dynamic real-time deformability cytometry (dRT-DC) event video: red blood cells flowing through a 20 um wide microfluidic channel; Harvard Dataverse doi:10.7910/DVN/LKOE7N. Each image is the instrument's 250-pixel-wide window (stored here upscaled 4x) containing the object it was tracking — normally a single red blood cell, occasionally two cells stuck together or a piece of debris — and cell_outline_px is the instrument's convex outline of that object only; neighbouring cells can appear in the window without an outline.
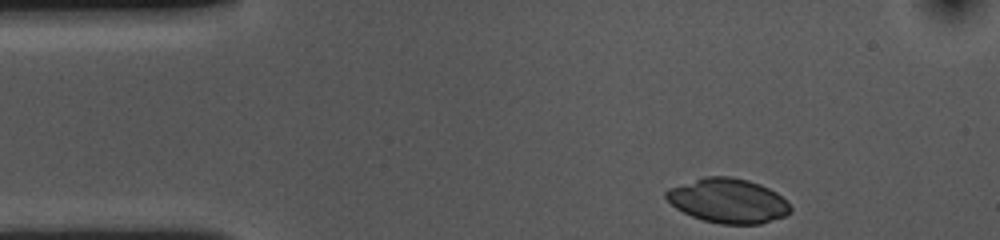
{"species": "common noctule bat (a hibernating species)", "species_latin": "Nyctalus noctula", "temperature_condition": "cold", "stored_images_in_passage": 37, "camera_frame_rate_fps": 3000, "um_per_image_px": 0.085, "animal": {"sex": "female", "body_mass_g": 10.0, "forearm_length_mm": 53.1}, "frame": {"image": 1, "passage_image": 1, "time_ms": 0.0, "image_size_px": [1000, 240], "cell_outline_px": [[792, 212], [784, 216], [760, 224], [720, 224], [704, 220], [692, 216], [676, 208], [664, 196], [664, 192], [668, 188], [704, 176], [732, 176], [748, 180], [760, 184], [776, 192], [792, 208]], "centroid_in_image_um": [61.86, 17.05], "position_along_channel_um": 23.1, "area_um2": 32.19}}
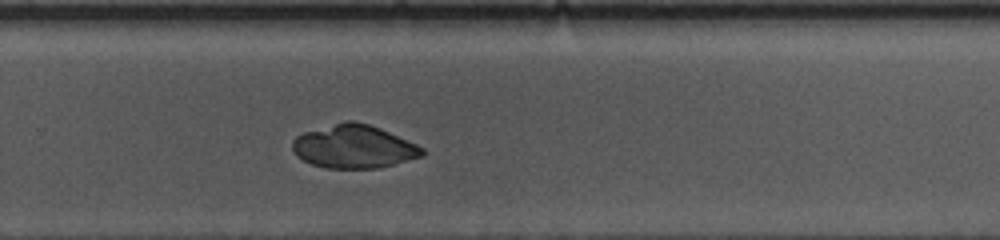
{"frame": {"image": 2, "passage_image": 29, "time_ms": 9.333, "image_size_px": [1000, 240], "cell_outline_px": [[424, 156], [376, 168], [328, 168], [312, 164], [296, 156], [292, 148], [292, 140], [296, 136], [304, 132], [344, 120], [352, 120], [368, 124], [380, 128], [416, 144], [424, 148]], "centroid_in_image_um": [30.05, 12.45], "position_along_channel_um": 299.7, "area_um2": 32.6}}
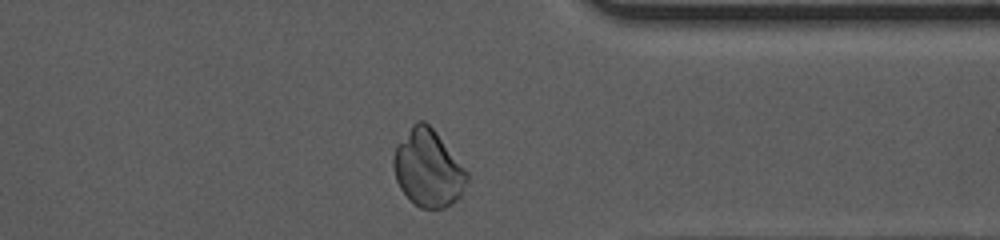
{"frame": {"image": 3, "passage_image": 36, "time_ms": 11.667, "image_size_px": [1000, 240], "cell_outline_px": [[468, 180], [460, 196], [452, 204], [444, 208], [420, 208], [400, 188], [396, 180], [392, 164], [392, 160], [396, 144], [412, 124], [416, 120], [424, 120], [436, 132], [468, 172]], "centroid_in_image_um": [36.37, 14.29], "position_along_channel_um": 375.0, "area_um2": 32.89}}